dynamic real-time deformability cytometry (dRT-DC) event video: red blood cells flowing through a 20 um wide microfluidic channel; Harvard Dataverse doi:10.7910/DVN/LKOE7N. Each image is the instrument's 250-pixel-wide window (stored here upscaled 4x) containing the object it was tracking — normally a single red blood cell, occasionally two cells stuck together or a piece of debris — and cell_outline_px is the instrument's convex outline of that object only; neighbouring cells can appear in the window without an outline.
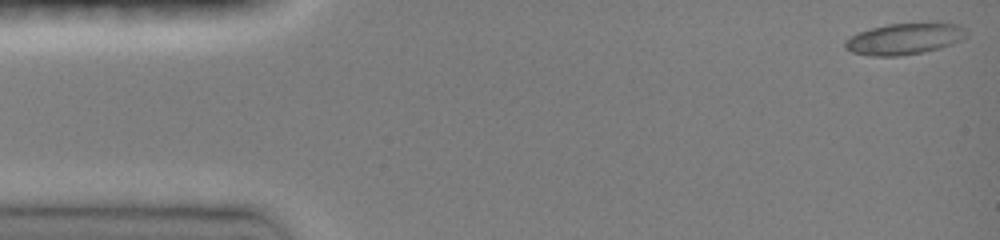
{"species": "common noctule bat (a hibernating species)", "species_latin": "Nyctalus noctula", "temperature_condition": "room temperature", "stored_images_in_passage": 45, "camera_frame_rate_fps": 3000, "um_per_image_px": 0.085, "animal": {"sex": "female", "body_mass_g": 19.0, "forearm_length_mm": 51.5}, "frame": {"image": 1, "passage_image": 1, "time_ms": 0.0, "image_size_px": [1000, 240], "cell_outline_px": [[968, 36], [952, 44], [940, 48], [924, 52], [896, 56], [872, 56], [852, 52], [844, 48], [844, 40], [860, 32], [872, 28], [888, 24], [936, 20], [960, 24], [968, 28]], "centroid_in_image_um": [76.99, 3.25], "position_along_channel_um": 8.0, "area_um2": 23.0}}
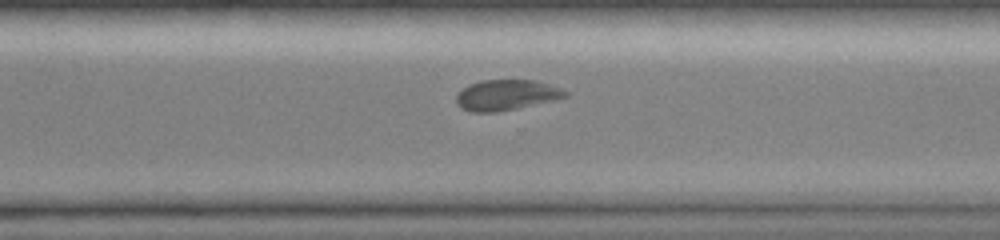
{"frame": {"image": 2, "passage_image": 33, "time_ms": 10.667, "image_size_px": [1000, 240], "cell_outline_px": [[568, 96], [552, 100], [516, 108], [496, 112], [472, 112], [460, 108], [456, 104], [456, 96], [468, 84], [480, 80], [536, 80], [560, 88], [568, 92]], "centroid_in_image_um": [43.0, 8.07], "position_along_channel_um": 327.6, "area_um2": 19.25}}
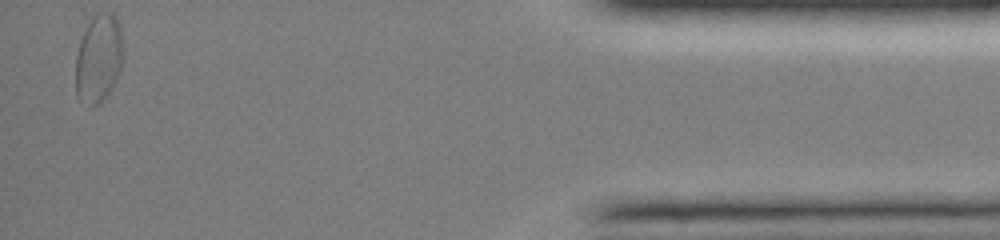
{"frame": {"image": 3, "passage_image": 45, "time_ms": 14.667, "image_size_px": [1000, 240], "cell_outline_px": [[124, 60], [116, 80], [112, 88], [104, 100], [92, 108], [88, 108], [76, 96], [76, 56], [80, 40], [92, 16], [96, 12], [112, 12], [116, 16], [120, 24], [124, 48]], "centroid_in_image_um": [8.41, 4.98], "position_along_channel_um": 426.8, "area_um2": 25.26}, "authors_computed_cell_mechanics": {"area_um2": 19.7676, "velocity_mm_per_s": 4.0879, "shape_relaxation_time_tau1_ms": null, "shape_relaxation_time_tau2_ms": 3.7603, "deformation_change_tau1": null, "deformation_change_tau2": 0.068}}